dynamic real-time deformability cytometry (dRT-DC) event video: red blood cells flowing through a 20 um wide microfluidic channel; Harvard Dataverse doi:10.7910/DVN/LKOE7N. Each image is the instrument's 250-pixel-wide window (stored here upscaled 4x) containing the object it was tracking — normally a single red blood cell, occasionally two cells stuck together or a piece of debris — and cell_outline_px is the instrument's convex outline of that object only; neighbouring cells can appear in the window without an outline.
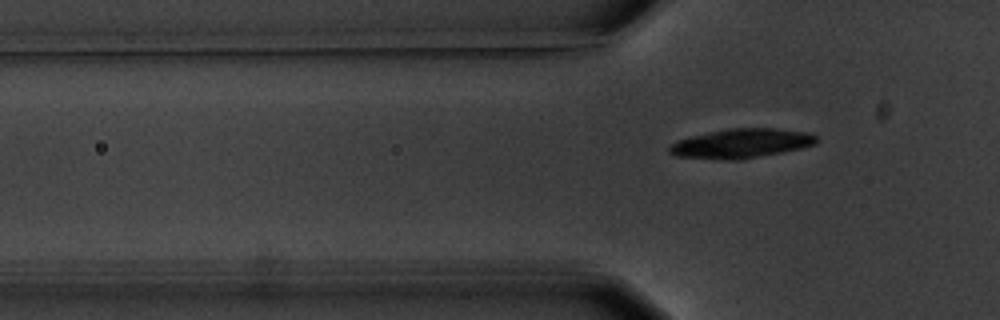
{"species": "common noctule bat (a hibernating species)", "species_latin": "Nyctalus noctula", "temperature_condition": "warm", "stored_images_in_passage": 4, "camera_frame_rate_fps": 3000, "um_per_image_px": 0.085, "animal": {"sex": "male", "body_mass_g": 20.1, "forearm_length_mm": 53.5}, "frame": {"image": 1, "passage_image": 2, "time_ms": 2.667, "image_size_px": [1000, 320], "cell_outline_px": [[820, 140], [816, 144], [800, 148], [740, 160], [720, 160], [676, 156], [668, 152], [668, 148], [676, 140], [708, 132], [728, 128], [776, 128], [808, 132], [816, 136]], "centroid_in_image_um": [63.0, 12.19], "position_along_channel_um": 62.8, "area_um2": 25.26}}